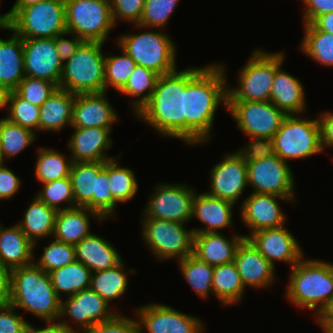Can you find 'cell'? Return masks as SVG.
I'll list each match as a JSON object with an SVG mask.
<instances>
[{
	"label": "cell",
	"instance_id": "obj_29",
	"mask_svg": "<svg viewBox=\"0 0 333 333\" xmlns=\"http://www.w3.org/2000/svg\"><path fill=\"white\" fill-rule=\"evenodd\" d=\"M33 249L34 244L17 224L6 229L0 224V262L4 266L12 270L32 264Z\"/></svg>",
	"mask_w": 333,
	"mask_h": 333
},
{
	"label": "cell",
	"instance_id": "obj_19",
	"mask_svg": "<svg viewBox=\"0 0 333 333\" xmlns=\"http://www.w3.org/2000/svg\"><path fill=\"white\" fill-rule=\"evenodd\" d=\"M109 304L91 288L84 289L72 297L61 301L60 318L68 315L79 323V329L91 328L93 325L113 319L118 313L110 312Z\"/></svg>",
	"mask_w": 333,
	"mask_h": 333
},
{
	"label": "cell",
	"instance_id": "obj_40",
	"mask_svg": "<svg viewBox=\"0 0 333 333\" xmlns=\"http://www.w3.org/2000/svg\"><path fill=\"white\" fill-rule=\"evenodd\" d=\"M301 49L320 64L333 66V34L317 30L310 23L305 24Z\"/></svg>",
	"mask_w": 333,
	"mask_h": 333
},
{
	"label": "cell",
	"instance_id": "obj_7",
	"mask_svg": "<svg viewBox=\"0 0 333 333\" xmlns=\"http://www.w3.org/2000/svg\"><path fill=\"white\" fill-rule=\"evenodd\" d=\"M284 58L283 52L254 51L239 71V86L227 89V101H270L275 72Z\"/></svg>",
	"mask_w": 333,
	"mask_h": 333
},
{
	"label": "cell",
	"instance_id": "obj_22",
	"mask_svg": "<svg viewBox=\"0 0 333 333\" xmlns=\"http://www.w3.org/2000/svg\"><path fill=\"white\" fill-rule=\"evenodd\" d=\"M234 263L245 287H267L275 279V266L246 238L236 250Z\"/></svg>",
	"mask_w": 333,
	"mask_h": 333
},
{
	"label": "cell",
	"instance_id": "obj_32",
	"mask_svg": "<svg viewBox=\"0 0 333 333\" xmlns=\"http://www.w3.org/2000/svg\"><path fill=\"white\" fill-rule=\"evenodd\" d=\"M304 87L298 78L282 71L275 72L270 101L286 115H297L304 111Z\"/></svg>",
	"mask_w": 333,
	"mask_h": 333
},
{
	"label": "cell",
	"instance_id": "obj_25",
	"mask_svg": "<svg viewBox=\"0 0 333 333\" xmlns=\"http://www.w3.org/2000/svg\"><path fill=\"white\" fill-rule=\"evenodd\" d=\"M233 206L234 204L229 201L212 197L206 193L198 195L195 193L192 218H197L206 227L192 229L193 233H216L218 229L232 226Z\"/></svg>",
	"mask_w": 333,
	"mask_h": 333
},
{
	"label": "cell",
	"instance_id": "obj_65",
	"mask_svg": "<svg viewBox=\"0 0 333 333\" xmlns=\"http://www.w3.org/2000/svg\"><path fill=\"white\" fill-rule=\"evenodd\" d=\"M327 333H333V327Z\"/></svg>",
	"mask_w": 333,
	"mask_h": 333
},
{
	"label": "cell",
	"instance_id": "obj_39",
	"mask_svg": "<svg viewBox=\"0 0 333 333\" xmlns=\"http://www.w3.org/2000/svg\"><path fill=\"white\" fill-rule=\"evenodd\" d=\"M38 152L35 175L41 183L70 177L73 163L71 157L67 160L63 154L52 148H40Z\"/></svg>",
	"mask_w": 333,
	"mask_h": 333
},
{
	"label": "cell",
	"instance_id": "obj_54",
	"mask_svg": "<svg viewBox=\"0 0 333 333\" xmlns=\"http://www.w3.org/2000/svg\"><path fill=\"white\" fill-rule=\"evenodd\" d=\"M20 179L12 170L0 164V199H10L20 187Z\"/></svg>",
	"mask_w": 333,
	"mask_h": 333
},
{
	"label": "cell",
	"instance_id": "obj_49",
	"mask_svg": "<svg viewBox=\"0 0 333 333\" xmlns=\"http://www.w3.org/2000/svg\"><path fill=\"white\" fill-rule=\"evenodd\" d=\"M98 186H97V213L103 218L114 215V208L117 202L112 197L108 178V160L104 161V168L98 173Z\"/></svg>",
	"mask_w": 333,
	"mask_h": 333
},
{
	"label": "cell",
	"instance_id": "obj_1",
	"mask_svg": "<svg viewBox=\"0 0 333 333\" xmlns=\"http://www.w3.org/2000/svg\"><path fill=\"white\" fill-rule=\"evenodd\" d=\"M221 64L185 70V143L196 145L210 138L220 103L227 107L225 70Z\"/></svg>",
	"mask_w": 333,
	"mask_h": 333
},
{
	"label": "cell",
	"instance_id": "obj_6",
	"mask_svg": "<svg viewBox=\"0 0 333 333\" xmlns=\"http://www.w3.org/2000/svg\"><path fill=\"white\" fill-rule=\"evenodd\" d=\"M0 28L14 31L22 38H55L66 33L65 2L43 0L22 7Z\"/></svg>",
	"mask_w": 333,
	"mask_h": 333
},
{
	"label": "cell",
	"instance_id": "obj_56",
	"mask_svg": "<svg viewBox=\"0 0 333 333\" xmlns=\"http://www.w3.org/2000/svg\"><path fill=\"white\" fill-rule=\"evenodd\" d=\"M74 36L71 40L65 39L63 36L65 35ZM84 41L80 39L75 34H71L69 32L60 34L55 37V45L57 48V53L60 56V59L64 62L68 60L79 48V46Z\"/></svg>",
	"mask_w": 333,
	"mask_h": 333
},
{
	"label": "cell",
	"instance_id": "obj_15",
	"mask_svg": "<svg viewBox=\"0 0 333 333\" xmlns=\"http://www.w3.org/2000/svg\"><path fill=\"white\" fill-rule=\"evenodd\" d=\"M25 76L46 80L59 87L63 61L55 38H23Z\"/></svg>",
	"mask_w": 333,
	"mask_h": 333
},
{
	"label": "cell",
	"instance_id": "obj_24",
	"mask_svg": "<svg viewBox=\"0 0 333 333\" xmlns=\"http://www.w3.org/2000/svg\"><path fill=\"white\" fill-rule=\"evenodd\" d=\"M244 239L245 235H234L230 240L219 232L194 234L193 255L213 267L230 263Z\"/></svg>",
	"mask_w": 333,
	"mask_h": 333
},
{
	"label": "cell",
	"instance_id": "obj_16",
	"mask_svg": "<svg viewBox=\"0 0 333 333\" xmlns=\"http://www.w3.org/2000/svg\"><path fill=\"white\" fill-rule=\"evenodd\" d=\"M210 191L206 194L233 204L248 186L247 162L238 153L226 154L211 170Z\"/></svg>",
	"mask_w": 333,
	"mask_h": 333
},
{
	"label": "cell",
	"instance_id": "obj_43",
	"mask_svg": "<svg viewBox=\"0 0 333 333\" xmlns=\"http://www.w3.org/2000/svg\"><path fill=\"white\" fill-rule=\"evenodd\" d=\"M9 121L27 128L31 131H38L40 107L21 98L15 91H9L7 103Z\"/></svg>",
	"mask_w": 333,
	"mask_h": 333
},
{
	"label": "cell",
	"instance_id": "obj_4",
	"mask_svg": "<svg viewBox=\"0 0 333 333\" xmlns=\"http://www.w3.org/2000/svg\"><path fill=\"white\" fill-rule=\"evenodd\" d=\"M289 278L286 297L319 316L333 298V264L301 259L292 267Z\"/></svg>",
	"mask_w": 333,
	"mask_h": 333
},
{
	"label": "cell",
	"instance_id": "obj_17",
	"mask_svg": "<svg viewBox=\"0 0 333 333\" xmlns=\"http://www.w3.org/2000/svg\"><path fill=\"white\" fill-rule=\"evenodd\" d=\"M139 327L144 326L148 333H201L203 326L198 318L184 314L173 308L151 303L136 309ZM141 333L142 330H141Z\"/></svg>",
	"mask_w": 333,
	"mask_h": 333
},
{
	"label": "cell",
	"instance_id": "obj_28",
	"mask_svg": "<svg viewBox=\"0 0 333 333\" xmlns=\"http://www.w3.org/2000/svg\"><path fill=\"white\" fill-rule=\"evenodd\" d=\"M87 213L103 221L98 213L86 207H74L57 211L53 231V235L56 237L55 240L75 246L90 235V219Z\"/></svg>",
	"mask_w": 333,
	"mask_h": 333
},
{
	"label": "cell",
	"instance_id": "obj_27",
	"mask_svg": "<svg viewBox=\"0 0 333 333\" xmlns=\"http://www.w3.org/2000/svg\"><path fill=\"white\" fill-rule=\"evenodd\" d=\"M117 249L104 238L90 234L75 245L76 260L91 272L103 271L118 265L122 259Z\"/></svg>",
	"mask_w": 333,
	"mask_h": 333
},
{
	"label": "cell",
	"instance_id": "obj_36",
	"mask_svg": "<svg viewBox=\"0 0 333 333\" xmlns=\"http://www.w3.org/2000/svg\"><path fill=\"white\" fill-rule=\"evenodd\" d=\"M123 267L121 261L112 268L91 273L90 288L108 304L126 292L128 280Z\"/></svg>",
	"mask_w": 333,
	"mask_h": 333
},
{
	"label": "cell",
	"instance_id": "obj_5",
	"mask_svg": "<svg viewBox=\"0 0 333 333\" xmlns=\"http://www.w3.org/2000/svg\"><path fill=\"white\" fill-rule=\"evenodd\" d=\"M104 43L84 41L77 51L63 62L59 87L73 94L105 92Z\"/></svg>",
	"mask_w": 333,
	"mask_h": 333
},
{
	"label": "cell",
	"instance_id": "obj_37",
	"mask_svg": "<svg viewBox=\"0 0 333 333\" xmlns=\"http://www.w3.org/2000/svg\"><path fill=\"white\" fill-rule=\"evenodd\" d=\"M179 266L183 276L196 292L197 296L207 298L213 293L212 278L214 267L199 260L193 254L179 260Z\"/></svg>",
	"mask_w": 333,
	"mask_h": 333
},
{
	"label": "cell",
	"instance_id": "obj_53",
	"mask_svg": "<svg viewBox=\"0 0 333 333\" xmlns=\"http://www.w3.org/2000/svg\"><path fill=\"white\" fill-rule=\"evenodd\" d=\"M11 304L0 305V333H23L28 322L16 314Z\"/></svg>",
	"mask_w": 333,
	"mask_h": 333
},
{
	"label": "cell",
	"instance_id": "obj_62",
	"mask_svg": "<svg viewBox=\"0 0 333 333\" xmlns=\"http://www.w3.org/2000/svg\"><path fill=\"white\" fill-rule=\"evenodd\" d=\"M40 1L43 0H16L11 10L6 14L0 16V22L6 23L22 7H27L29 5L39 3Z\"/></svg>",
	"mask_w": 333,
	"mask_h": 333
},
{
	"label": "cell",
	"instance_id": "obj_51",
	"mask_svg": "<svg viewBox=\"0 0 333 333\" xmlns=\"http://www.w3.org/2000/svg\"><path fill=\"white\" fill-rule=\"evenodd\" d=\"M114 24L118 19L138 25L142 16L145 0H110Z\"/></svg>",
	"mask_w": 333,
	"mask_h": 333
},
{
	"label": "cell",
	"instance_id": "obj_52",
	"mask_svg": "<svg viewBox=\"0 0 333 333\" xmlns=\"http://www.w3.org/2000/svg\"><path fill=\"white\" fill-rule=\"evenodd\" d=\"M250 143L238 153L246 162L262 160L275 155L273 139L249 137Z\"/></svg>",
	"mask_w": 333,
	"mask_h": 333
},
{
	"label": "cell",
	"instance_id": "obj_58",
	"mask_svg": "<svg viewBox=\"0 0 333 333\" xmlns=\"http://www.w3.org/2000/svg\"><path fill=\"white\" fill-rule=\"evenodd\" d=\"M11 269L0 262V305L10 304Z\"/></svg>",
	"mask_w": 333,
	"mask_h": 333
},
{
	"label": "cell",
	"instance_id": "obj_59",
	"mask_svg": "<svg viewBox=\"0 0 333 333\" xmlns=\"http://www.w3.org/2000/svg\"><path fill=\"white\" fill-rule=\"evenodd\" d=\"M49 325L42 329L34 328L30 323L26 326L23 333H77L74 331L68 321L48 322Z\"/></svg>",
	"mask_w": 333,
	"mask_h": 333
},
{
	"label": "cell",
	"instance_id": "obj_23",
	"mask_svg": "<svg viewBox=\"0 0 333 333\" xmlns=\"http://www.w3.org/2000/svg\"><path fill=\"white\" fill-rule=\"evenodd\" d=\"M73 128L74 134L68 143L73 162H104L113 159L104 153V150L113 146L109 138L111 128Z\"/></svg>",
	"mask_w": 333,
	"mask_h": 333
},
{
	"label": "cell",
	"instance_id": "obj_31",
	"mask_svg": "<svg viewBox=\"0 0 333 333\" xmlns=\"http://www.w3.org/2000/svg\"><path fill=\"white\" fill-rule=\"evenodd\" d=\"M12 35L0 38V85L8 91H14L25 77L23 38L14 31Z\"/></svg>",
	"mask_w": 333,
	"mask_h": 333
},
{
	"label": "cell",
	"instance_id": "obj_44",
	"mask_svg": "<svg viewBox=\"0 0 333 333\" xmlns=\"http://www.w3.org/2000/svg\"><path fill=\"white\" fill-rule=\"evenodd\" d=\"M121 51L123 52L121 56L105 57V92L108 86L120 92L137 65L124 50Z\"/></svg>",
	"mask_w": 333,
	"mask_h": 333
},
{
	"label": "cell",
	"instance_id": "obj_55",
	"mask_svg": "<svg viewBox=\"0 0 333 333\" xmlns=\"http://www.w3.org/2000/svg\"><path fill=\"white\" fill-rule=\"evenodd\" d=\"M305 4L304 24L311 23L317 16L333 12V0H302Z\"/></svg>",
	"mask_w": 333,
	"mask_h": 333
},
{
	"label": "cell",
	"instance_id": "obj_13",
	"mask_svg": "<svg viewBox=\"0 0 333 333\" xmlns=\"http://www.w3.org/2000/svg\"><path fill=\"white\" fill-rule=\"evenodd\" d=\"M180 184H158L150 197L143 216L181 224L191 220L194 189Z\"/></svg>",
	"mask_w": 333,
	"mask_h": 333
},
{
	"label": "cell",
	"instance_id": "obj_21",
	"mask_svg": "<svg viewBox=\"0 0 333 333\" xmlns=\"http://www.w3.org/2000/svg\"><path fill=\"white\" fill-rule=\"evenodd\" d=\"M106 92L75 94L72 127L112 128L117 113L111 107Z\"/></svg>",
	"mask_w": 333,
	"mask_h": 333
},
{
	"label": "cell",
	"instance_id": "obj_20",
	"mask_svg": "<svg viewBox=\"0 0 333 333\" xmlns=\"http://www.w3.org/2000/svg\"><path fill=\"white\" fill-rule=\"evenodd\" d=\"M277 199L291 202L289 198L273 194L252 193L241 205L242 221L252 233L262 229L277 228L284 225L285 214L281 211Z\"/></svg>",
	"mask_w": 333,
	"mask_h": 333
},
{
	"label": "cell",
	"instance_id": "obj_35",
	"mask_svg": "<svg viewBox=\"0 0 333 333\" xmlns=\"http://www.w3.org/2000/svg\"><path fill=\"white\" fill-rule=\"evenodd\" d=\"M91 270L81 262L75 260L69 265L63 266L49 273L52 286L60 298V293L72 297L76 293L90 288Z\"/></svg>",
	"mask_w": 333,
	"mask_h": 333
},
{
	"label": "cell",
	"instance_id": "obj_46",
	"mask_svg": "<svg viewBox=\"0 0 333 333\" xmlns=\"http://www.w3.org/2000/svg\"><path fill=\"white\" fill-rule=\"evenodd\" d=\"M48 246H45L44 252L41 255L38 263L35 264L42 268L47 273L63 266L69 265L76 260L75 246L61 242L58 240L50 241Z\"/></svg>",
	"mask_w": 333,
	"mask_h": 333
},
{
	"label": "cell",
	"instance_id": "obj_12",
	"mask_svg": "<svg viewBox=\"0 0 333 333\" xmlns=\"http://www.w3.org/2000/svg\"><path fill=\"white\" fill-rule=\"evenodd\" d=\"M226 108L249 137L273 139L287 116L271 101H227Z\"/></svg>",
	"mask_w": 333,
	"mask_h": 333
},
{
	"label": "cell",
	"instance_id": "obj_48",
	"mask_svg": "<svg viewBox=\"0 0 333 333\" xmlns=\"http://www.w3.org/2000/svg\"><path fill=\"white\" fill-rule=\"evenodd\" d=\"M57 88L52 82L25 76L14 91L21 98L40 107Z\"/></svg>",
	"mask_w": 333,
	"mask_h": 333
},
{
	"label": "cell",
	"instance_id": "obj_57",
	"mask_svg": "<svg viewBox=\"0 0 333 333\" xmlns=\"http://www.w3.org/2000/svg\"><path fill=\"white\" fill-rule=\"evenodd\" d=\"M318 121L320 124L323 150L326 146L333 147V113L326 112L319 115Z\"/></svg>",
	"mask_w": 333,
	"mask_h": 333
},
{
	"label": "cell",
	"instance_id": "obj_38",
	"mask_svg": "<svg viewBox=\"0 0 333 333\" xmlns=\"http://www.w3.org/2000/svg\"><path fill=\"white\" fill-rule=\"evenodd\" d=\"M35 133L7 118L0 119V153L2 161L14 157L35 141Z\"/></svg>",
	"mask_w": 333,
	"mask_h": 333
},
{
	"label": "cell",
	"instance_id": "obj_33",
	"mask_svg": "<svg viewBox=\"0 0 333 333\" xmlns=\"http://www.w3.org/2000/svg\"><path fill=\"white\" fill-rule=\"evenodd\" d=\"M57 211L43 203L37 196L24 212V220L17 225L36 245V239L53 235Z\"/></svg>",
	"mask_w": 333,
	"mask_h": 333
},
{
	"label": "cell",
	"instance_id": "obj_41",
	"mask_svg": "<svg viewBox=\"0 0 333 333\" xmlns=\"http://www.w3.org/2000/svg\"><path fill=\"white\" fill-rule=\"evenodd\" d=\"M160 75L143 66L136 65L124 88L120 93L130 95L131 97L141 96L146 90V95L131 102L132 107L137 113L151 98Z\"/></svg>",
	"mask_w": 333,
	"mask_h": 333
},
{
	"label": "cell",
	"instance_id": "obj_63",
	"mask_svg": "<svg viewBox=\"0 0 333 333\" xmlns=\"http://www.w3.org/2000/svg\"><path fill=\"white\" fill-rule=\"evenodd\" d=\"M8 90H6L2 85H0V109L6 108Z\"/></svg>",
	"mask_w": 333,
	"mask_h": 333
},
{
	"label": "cell",
	"instance_id": "obj_61",
	"mask_svg": "<svg viewBox=\"0 0 333 333\" xmlns=\"http://www.w3.org/2000/svg\"><path fill=\"white\" fill-rule=\"evenodd\" d=\"M310 24L317 30L333 34V12L317 16Z\"/></svg>",
	"mask_w": 333,
	"mask_h": 333
},
{
	"label": "cell",
	"instance_id": "obj_60",
	"mask_svg": "<svg viewBox=\"0 0 333 333\" xmlns=\"http://www.w3.org/2000/svg\"><path fill=\"white\" fill-rule=\"evenodd\" d=\"M316 319L324 333H327L333 327V298Z\"/></svg>",
	"mask_w": 333,
	"mask_h": 333
},
{
	"label": "cell",
	"instance_id": "obj_64",
	"mask_svg": "<svg viewBox=\"0 0 333 333\" xmlns=\"http://www.w3.org/2000/svg\"><path fill=\"white\" fill-rule=\"evenodd\" d=\"M4 161H2L1 153H0V164H3Z\"/></svg>",
	"mask_w": 333,
	"mask_h": 333
},
{
	"label": "cell",
	"instance_id": "obj_50",
	"mask_svg": "<svg viewBox=\"0 0 333 333\" xmlns=\"http://www.w3.org/2000/svg\"><path fill=\"white\" fill-rule=\"evenodd\" d=\"M82 333H141L138 320L129 319L118 313L113 319L93 325ZM80 332V333H81ZM79 333V332H78Z\"/></svg>",
	"mask_w": 333,
	"mask_h": 333
},
{
	"label": "cell",
	"instance_id": "obj_2",
	"mask_svg": "<svg viewBox=\"0 0 333 333\" xmlns=\"http://www.w3.org/2000/svg\"><path fill=\"white\" fill-rule=\"evenodd\" d=\"M185 70L160 75L150 100L136 113L162 136L185 141Z\"/></svg>",
	"mask_w": 333,
	"mask_h": 333
},
{
	"label": "cell",
	"instance_id": "obj_42",
	"mask_svg": "<svg viewBox=\"0 0 333 333\" xmlns=\"http://www.w3.org/2000/svg\"><path fill=\"white\" fill-rule=\"evenodd\" d=\"M116 159L108 160V178L112 197L116 202L131 200L137 190L138 184L134 172L130 168H122Z\"/></svg>",
	"mask_w": 333,
	"mask_h": 333
},
{
	"label": "cell",
	"instance_id": "obj_26",
	"mask_svg": "<svg viewBox=\"0 0 333 333\" xmlns=\"http://www.w3.org/2000/svg\"><path fill=\"white\" fill-rule=\"evenodd\" d=\"M104 162H73L70 170L76 207H86L97 213L98 173Z\"/></svg>",
	"mask_w": 333,
	"mask_h": 333
},
{
	"label": "cell",
	"instance_id": "obj_18",
	"mask_svg": "<svg viewBox=\"0 0 333 333\" xmlns=\"http://www.w3.org/2000/svg\"><path fill=\"white\" fill-rule=\"evenodd\" d=\"M255 248L274 266V260L289 263L292 267L304 254L295 237L284 225L267 228L245 236Z\"/></svg>",
	"mask_w": 333,
	"mask_h": 333
},
{
	"label": "cell",
	"instance_id": "obj_11",
	"mask_svg": "<svg viewBox=\"0 0 333 333\" xmlns=\"http://www.w3.org/2000/svg\"><path fill=\"white\" fill-rule=\"evenodd\" d=\"M184 224L144 217L143 239L158 260L184 259L193 254L192 230L185 229Z\"/></svg>",
	"mask_w": 333,
	"mask_h": 333
},
{
	"label": "cell",
	"instance_id": "obj_3",
	"mask_svg": "<svg viewBox=\"0 0 333 333\" xmlns=\"http://www.w3.org/2000/svg\"><path fill=\"white\" fill-rule=\"evenodd\" d=\"M61 298L55 292L49 273L32 264L11 270L10 304L46 322L60 318Z\"/></svg>",
	"mask_w": 333,
	"mask_h": 333
},
{
	"label": "cell",
	"instance_id": "obj_14",
	"mask_svg": "<svg viewBox=\"0 0 333 333\" xmlns=\"http://www.w3.org/2000/svg\"><path fill=\"white\" fill-rule=\"evenodd\" d=\"M248 185L253 193L273 194L294 201V178L289 164L276 154L262 160L247 162Z\"/></svg>",
	"mask_w": 333,
	"mask_h": 333
},
{
	"label": "cell",
	"instance_id": "obj_9",
	"mask_svg": "<svg viewBox=\"0 0 333 333\" xmlns=\"http://www.w3.org/2000/svg\"><path fill=\"white\" fill-rule=\"evenodd\" d=\"M118 44L137 65L148 68L158 75L176 70V49L167 34L147 31L123 35Z\"/></svg>",
	"mask_w": 333,
	"mask_h": 333
},
{
	"label": "cell",
	"instance_id": "obj_10",
	"mask_svg": "<svg viewBox=\"0 0 333 333\" xmlns=\"http://www.w3.org/2000/svg\"><path fill=\"white\" fill-rule=\"evenodd\" d=\"M275 154L285 162L322 152L318 118L309 120L298 115H287L273 137Z\"/></svg>",
	"mask_w": 333,
	"mask_h": 333
},
{
	"label": "cell",
	"instance_id": "obj_47",
	"mask_svg": "<svg viewBox=\"0 0 333 333\" xmlns=\"http://www.w3.org/2000/svg\"><path fill=\"white\" fill-rule=\"evenodd\" d=\"M179 0H145L142 16L136 27L162 28L168 22Z\"/></svg>",
	"mask_w": 333,
	"mask_h": 333
},
{
	"label": "cell",
	"instance_id": "obj_45",
	"mask_svg": "<svg viewBox=\"0 0 333 333\" xmlns=\"http://www.w3.org/2000/svg\"><path fill=\"white\" fill-rule=\"evenodd\" d=\"M37 197L47 206L56 211L76 207L70 177L44 183L43 189L37 194ZM61 202H67L70 204H68L69 206L62 208L59 207Z\"/></svg>",
	"mask_w": 333,
	"mask_h": 333
},
{
	"label": "cell",
	"instance_id": "obj_30",
	"mask_svg": "<svg viewBox=\"0 0 333 333\" xmlns=\"http://www.w3.org/2000/svg\"><path fill=\"white\" fill-rule=\"evenodd\" d=\"M75 94L57 88L40 106L38 130L59 131L72 125Z\"/></svg>",
	"mask_w": 333,
	"mask_h": 333
},
{
	"label": "cell",
	"instance_id": "obj_34",
	"mask_svg": "<svg viewBox=\"0 0 333 333\" xmlns=\"http://www.w3.org/2000/svg\"><path fill=\"white\" fill-rule=\"evenodd\" d=\"M212 287L214 295L224 305L235 304L242 299L245 286L234 261L214 266Z\"/></svg>",
	"mask_w": 333,
	"mask_h": 333
},
{
	"label": "cell",
	"instance_id": "obj_8",
	"mask_svg": "<svg viewBox=\"0 0 333 333\" xmlns=\"http://www.w3.org/2000/svg\"><path fill=\"white\" fill-rule=\"evenodd\" d=\"M67 32L86 42L104 43L115 26L110 0H65Z\"/></svg>",
	"mask_w": 333,
	"mask_h": 333
}]
</instances>
